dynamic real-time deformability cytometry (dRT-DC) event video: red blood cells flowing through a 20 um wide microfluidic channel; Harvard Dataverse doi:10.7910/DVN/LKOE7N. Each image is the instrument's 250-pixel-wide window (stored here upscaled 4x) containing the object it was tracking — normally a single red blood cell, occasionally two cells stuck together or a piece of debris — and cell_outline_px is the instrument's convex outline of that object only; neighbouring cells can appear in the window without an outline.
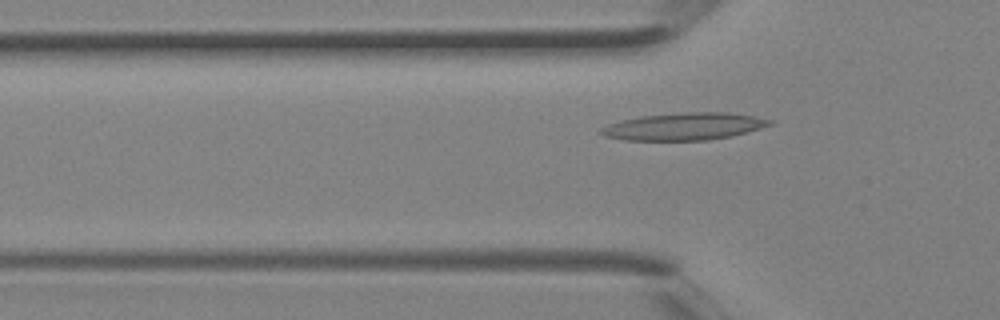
{"species": "Egyptian fruit bat (a non-hibernating species)", "species_latin": "Rousettus aegyptiacus", "temperature_condition": "room temperature", "stored_images_in_passage": 6, "camera_frame_rate_fps": 3000, "um_per_image_px": 0.085, "animal": {"sex": "female"}, "frame": {"image": 1, "passage_image": 6, "time_ms": 1.667, "image_size_px": [1000, 320], "cell_outline_px": [[776, 120], [772, 124], [760, 128], [732, 136], [708, 140], [624, 140], [604, 136], [596, 132], [600, 128], [608, 124], [640, 116], [684, 112], [728, 112], [756, 116]], "centroid_in_image_um": [58.16, 10.74], "position_along_channel_um": 67.6, "area_um2": 26.99}}